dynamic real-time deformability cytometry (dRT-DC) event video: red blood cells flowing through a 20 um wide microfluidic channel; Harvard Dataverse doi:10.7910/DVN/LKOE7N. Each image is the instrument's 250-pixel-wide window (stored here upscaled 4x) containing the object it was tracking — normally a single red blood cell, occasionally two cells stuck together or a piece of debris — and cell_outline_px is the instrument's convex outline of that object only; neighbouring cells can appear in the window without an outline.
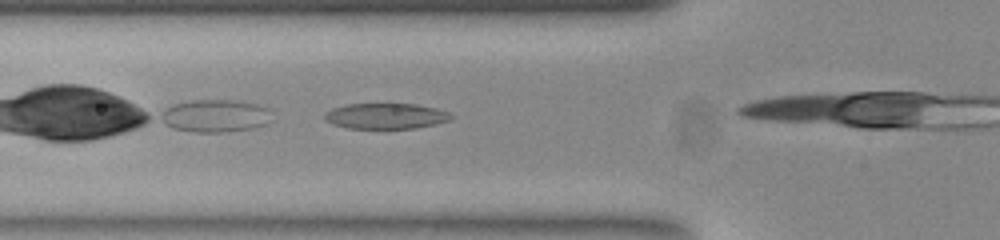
{"species": "common noctule bat (a hibernating species)", "species_latin": "Nyctalus noctula", "temperature_condition": "room temperature", "stored_images_in_passage": 8, "camera_frame_rate_fps": 3000, "um_per_image_px": 0.085, "animal": {"sex": "female", "body_mass_g": 23.0, "forearm_length_mm": 53.4}, "frame": {"image": 1, "passage_image": 4, "time_ms": 1.0, "image_size_px": [1000, 240], "cell_outline_px": [[452, 116], [448, 120], [432, 124], [412, 128], [348, 128], [332, 124], [324, 120], [324, 112], [332, 108], [348, 104], [416, 104], [436, 108], [448, 112]], "centroid_in_image_um": [32.71, 9.85], "position_along_channel_um": 93.1, "area_um2": 18.67}}